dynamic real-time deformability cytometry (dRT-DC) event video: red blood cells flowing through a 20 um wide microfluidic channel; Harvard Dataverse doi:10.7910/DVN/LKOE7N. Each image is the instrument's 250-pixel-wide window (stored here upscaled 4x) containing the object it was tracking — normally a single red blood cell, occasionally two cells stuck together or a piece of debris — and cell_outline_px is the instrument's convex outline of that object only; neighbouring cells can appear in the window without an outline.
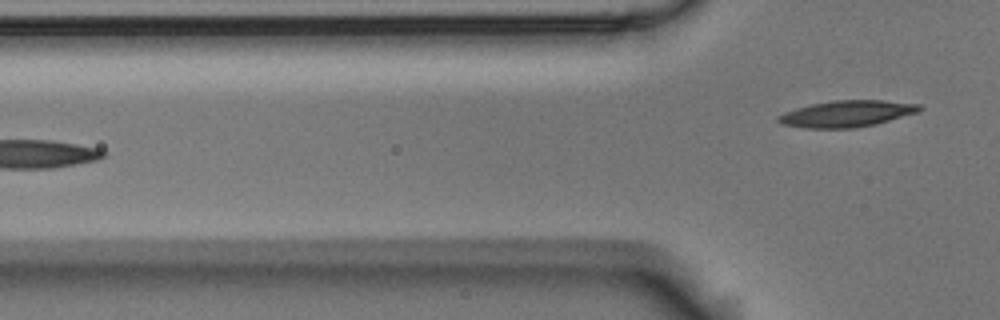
{"species": "Egyptian fruit bat (a non-hibernating species)", "species_latin": "Rousettus aegyptiacus", "temperature_condition": "room temperature", "stored_images_in_passage": 6, "camera_frame_rate_fps": 3000, "um_per_image_px": 0.085, "animal": {"sex": "male"}, "frame": {"image": 1, "passage_image": 6, "time_ms": 1.667, "image_size_px": [1000, 320], "cell_outline_px": [[924, 108], [916, 112], [876, 124], [856, 128], [804, 128], [780, 124], [776, 120], [784, 112], [796, 108], [812, 104], [832, 100], [884, 100], [920, 104]], "centroid_in_image_um": [71.97, 9.66], "position_along_channel_um": 53.8, "area_um2": 21.73}}